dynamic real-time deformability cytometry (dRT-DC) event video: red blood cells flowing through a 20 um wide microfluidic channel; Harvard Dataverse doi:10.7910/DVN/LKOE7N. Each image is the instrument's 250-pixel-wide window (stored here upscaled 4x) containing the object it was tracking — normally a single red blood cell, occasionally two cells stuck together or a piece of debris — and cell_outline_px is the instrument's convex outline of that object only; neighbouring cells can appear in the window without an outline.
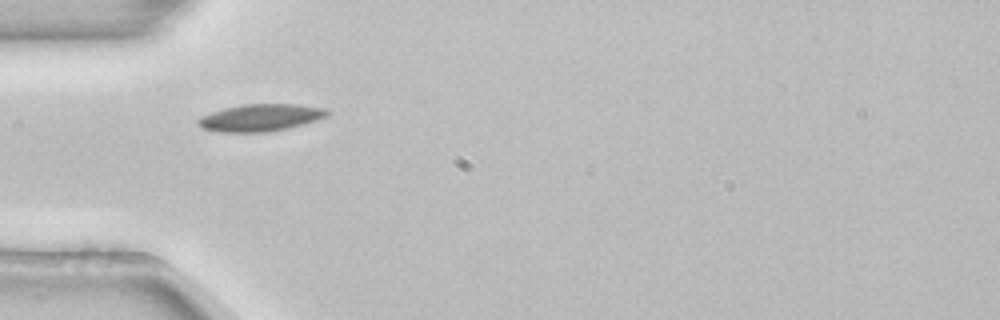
{"species": "common noctule bat (a hibernating species)", "species_latin": "Nyctalus noctula", "temperature_condition": "room temperature", "stored_images_in_passage": 5, "camera_frame_rate_fps": 3000, "um_per_image_px": 0.085, "animal": {"sex": "female", "body_mass_g": 22.7, "forearm_length_mm": 54.2}, "frame": {"image": 1, "passage_image": 1, "time_ms": 0.0, "image_size_px": [1000, 320], "cell_outline_px": [[328, 112], [324, 116], [316, 120], [304, 124], [288, 128], [264, 132], [220, 132], [200, 128], [196, 124], [196, 120], [200, 116], [224, 108], [244, 104], [296, 104], [324, 108]], "centroid_in_image_um": [22.06, 10.0], "position_along_channel_um": 62.9, "area_um2": 20.35}}
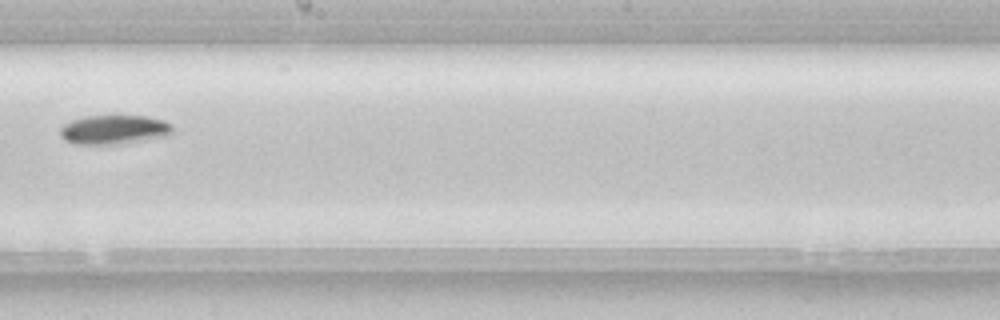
{"frame": {"image": 2, "passage_image": 5, "time_ms": 1.333, "image_size_px": [1000, 320], "cell_outline_px": [[172, 132], [168, 136], [124, 144], [76, 144], [64, 140], [60, 136], [60, 128], [64, 124], [72, 120], [84, 116], [144, 116], [160, 120], [172, 124]], "centroid_in_image_um": [9.68, 11.03], "position_along_channel_um": 238.5, "area_um2": 19.19}}